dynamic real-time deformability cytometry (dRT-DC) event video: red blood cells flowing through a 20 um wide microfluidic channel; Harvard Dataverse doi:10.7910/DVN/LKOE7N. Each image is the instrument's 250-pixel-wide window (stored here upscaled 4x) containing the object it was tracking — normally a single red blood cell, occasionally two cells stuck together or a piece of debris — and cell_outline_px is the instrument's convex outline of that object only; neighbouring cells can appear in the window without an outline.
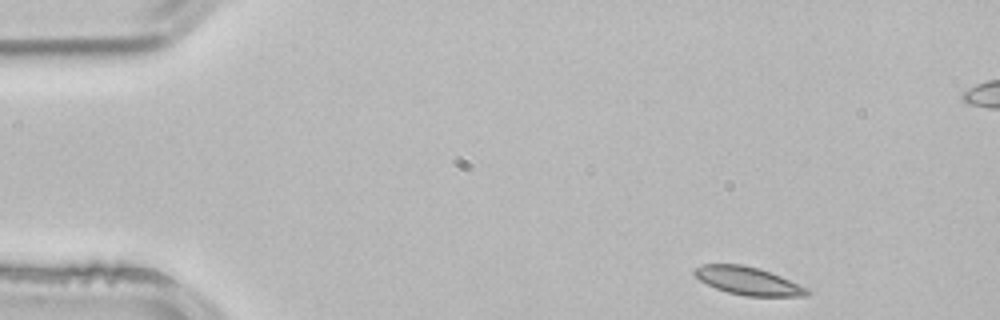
{"species": "common noctule bat (a hibernating species)", "species_latin": "Nyctalus noctula", "temperature_condition": "room temperature", "stored_images_in_passage": 3, "camera_frame_rate_fps": 3000, "um_per_image_px": 0.085, "animal": {"sex": "male", "body_mass_g": 21.5, "forearm_length_mm": 52.0}, "frame": {"image": 1, "passage_image": 1, "time_ms": 0.0, "image_size_px": [1000, 320], "cell_outline_px": [[812, 292], [808, 296], [744, 296], [728, 292], [716, 288], [700, 280], [692, 272], [696, 268], [704, 264], [744, 264], [760, 268], [772, 272], [808, 288]], "centroid_in_image_um": [63.63, 23.87], "position_along_channel_um": 21.4, "area_um2": 18.44}}